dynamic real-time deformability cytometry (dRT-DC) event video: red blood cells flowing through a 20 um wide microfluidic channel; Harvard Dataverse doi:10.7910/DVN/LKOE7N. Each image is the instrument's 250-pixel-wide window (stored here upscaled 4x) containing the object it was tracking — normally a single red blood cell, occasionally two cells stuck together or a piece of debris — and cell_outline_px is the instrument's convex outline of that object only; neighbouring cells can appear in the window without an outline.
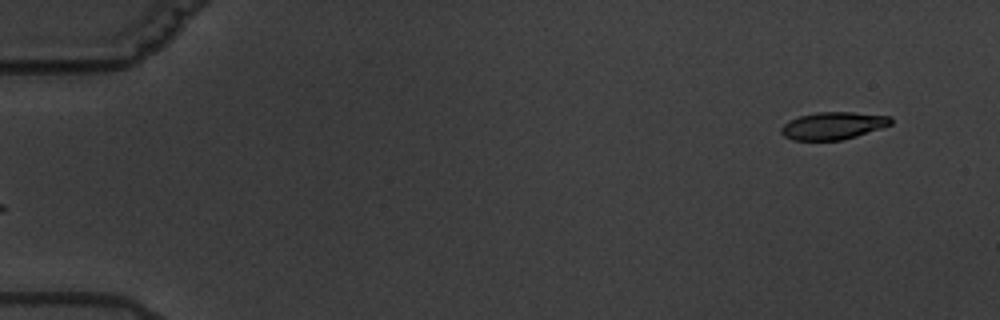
{"species": "common noctule bat (a hibernating species)", "species_latin": "Nyctalus noctula", "temperature_condition": "warm", "stored_images_in_passage": 5, "segment_of_instrument_passage": [2, 2], "camera_frame_rate_fps": 3000, "um_per_image_px": 0.085, "animal": {"sex": "male", "body_mass_g": 19.5, "forearm_length_mm": 54.6}, "frame": {"image": 1, "passage_image": 5, "time_ms": 6.667, "image_size_px": [1000, 320], "cell_outline_px": [[892, 124], [844, 140], [792, 140], [784, 136], [780, 132], [780, 128], [788, 120], [800, 116], [816, 112], [852, 112], [892, 116]], "centroid_in_image_um": [70.79, 10.68], "position_along_channel_um": 14.2, "area_um2": 17.57}}